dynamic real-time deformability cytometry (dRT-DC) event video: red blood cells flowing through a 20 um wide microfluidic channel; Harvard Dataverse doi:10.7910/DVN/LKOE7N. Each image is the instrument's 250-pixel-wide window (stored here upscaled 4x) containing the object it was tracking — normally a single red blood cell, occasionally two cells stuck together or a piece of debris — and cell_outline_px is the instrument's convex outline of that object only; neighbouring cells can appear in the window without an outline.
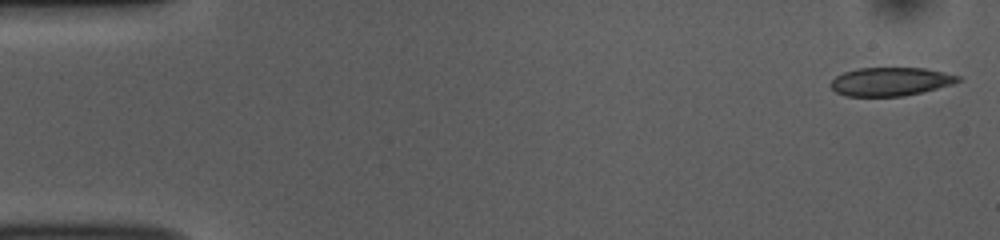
{"species": "common noctule bat (a hibernating species)", "species_latin": "Nyctalus noctula", "temperature_condition": "room temperature", "stored_images_in_passage": 52, "camera_frame_rate_fps": 3000, "um_per_image_px": 0.085, "animal": {"sex": "female", "body_mass_g": 10.0, "forearm_length_mm": 53.1}, "frame": {"image": 1, "passage_image": 1, "time_ms": 0.0, "image_size_px": [1000, 240], "cell_outline_px": [[964, 80], [952, 84], [904, 96], [844, 96], [836, 92], [828, 84], [836, 76], [844, 72], [856, 68], [924, 68], [960, 76]], "centroid_in_image_um": [75.66, 6.93], "position_along_channel_um": 9.3, "area_um2": 21.1}}
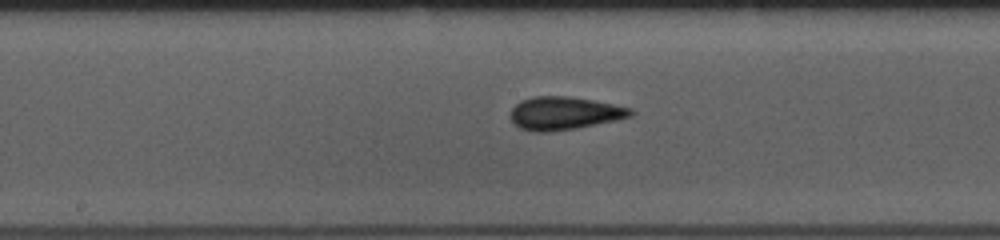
{"frame": {"image": 2, "passage_image": 26, "time_ms": 8.333, "image_size_px": [1000, 240], "cell_outline_px": [[636, 112], [632, 116], [616, 120], [576, 128], [548, 132], [536, 132], [520, 128], [508, 116], [512, 108], [520, 100], [536, 96], [568, 96], [592, 100], [632, 108]], "centroid_in_image_um": [47.96, 9.62], "position_along_channel_um": 200.2, "area_um2": 23.12}}
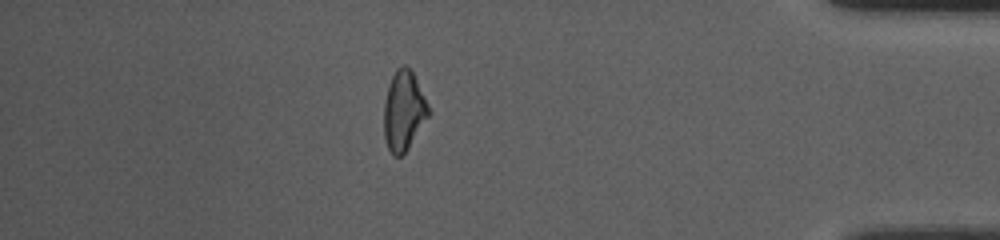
{"frame": {"image": 3, "passage_image": 45, "time_ms": 14.667, "image_size_px": [1000, 240], "cell_outline_px": [[432, 112], [408, 148], [400, 156], [396, 156], [388, 148], [384, 136], [384, 104], [388, 84], [396, 68], [404, 64], [412, 72]], "centroid_in_image_um": [34.32, 9.41], "position_along_channel_um": 400.9, "area_um2": 20.58}, "authors_computed_cell_mechanics": {"area_um2": 21.9062, "velocity_mm_per_s": 3.796, "shape_relaxation_time_tau1_ms": 3.1966, "shape_relaxation_time_tau2_ms": 1.8964, "deformation_change_tau1": 0.0973, "deformation_change_tau2": 0.0926}}